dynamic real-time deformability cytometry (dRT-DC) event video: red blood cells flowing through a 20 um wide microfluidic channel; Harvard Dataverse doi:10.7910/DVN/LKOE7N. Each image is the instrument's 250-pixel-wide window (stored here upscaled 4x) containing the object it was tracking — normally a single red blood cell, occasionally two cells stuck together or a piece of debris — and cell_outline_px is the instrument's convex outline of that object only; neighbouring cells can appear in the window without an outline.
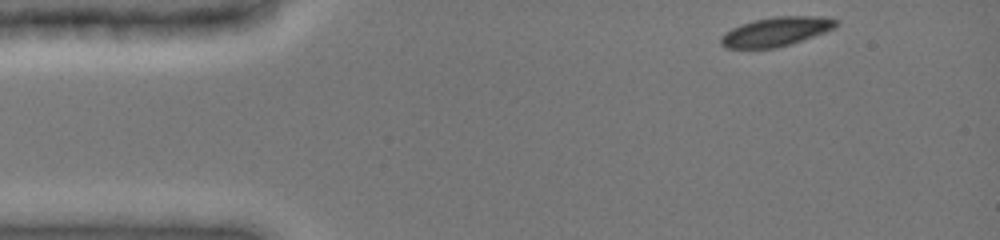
{"species": "common noctule bat (a hibernating species)", "species_latin": "Nyctalus noctula", "temperature_condition": "cold", "stored_images_in_passage": 20, "camera_frame_rate_fps": 3000, "um_per_image_px": 0.085, "animal": {"sex": "female", "body_mass_g": 19.0, "forearm_length_mm": 51.5}, "frame": {"image": 1, "passage_image": 1, "time_ms": 0.0, "image_size_px": [1000, 240], "cell_outline_px": [[840, 24], [836, 28], [792, 44], [776, 48], [724, 48], [720, 44], [720, 36], [724, 32], [740, 24], [756, 20], [776, 16], [820, 16], [840, 20]], "centroid_in_image_um": [65.99, 2.69], "position_along_channel_um": 19.0, "area_um2": 19.83}}
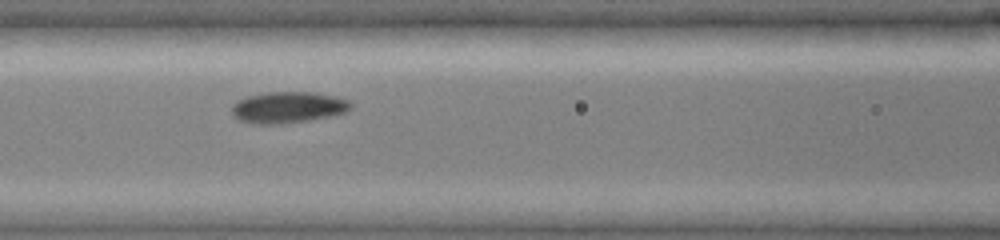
{"frame": {"image": 2, "passage_image": 16, "time_ms": 5.0, "image_size_px": [1000, 240], "cell_outline_px": [[352, 108], [344, 112], [332, 116], [308, 120], [280, 124], [256, 124], [240, 120], [232, 112], [232, 104], [236, 100], [244, 96], [264, 92], [312, 92], [336, 96], [348, 100], [352, 104]], "centroid_in_image_um": [24.47, 9.11], "position_along_channel_um": 142.1, "area_um2": 21.85}}
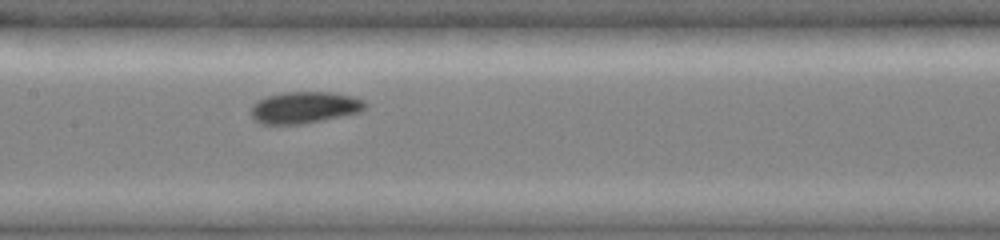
{"frame": {"image": 3, "passage_image": 19, "time_ms": 6.0, "image_size_px": [1000, 240], "cell_outline_px": [[368, 104], [360, 112], [304, 124], [264, 124], [256, 120], [252, 116], [252, 104], [256, 100], [268, 96], [284, 92], [332, 92], [352, 96], [364, 100]], "centroid_in_image_um": [25.9, 9.13], "position_along_channel_um": 181.5, "area_um2": 21.04}}